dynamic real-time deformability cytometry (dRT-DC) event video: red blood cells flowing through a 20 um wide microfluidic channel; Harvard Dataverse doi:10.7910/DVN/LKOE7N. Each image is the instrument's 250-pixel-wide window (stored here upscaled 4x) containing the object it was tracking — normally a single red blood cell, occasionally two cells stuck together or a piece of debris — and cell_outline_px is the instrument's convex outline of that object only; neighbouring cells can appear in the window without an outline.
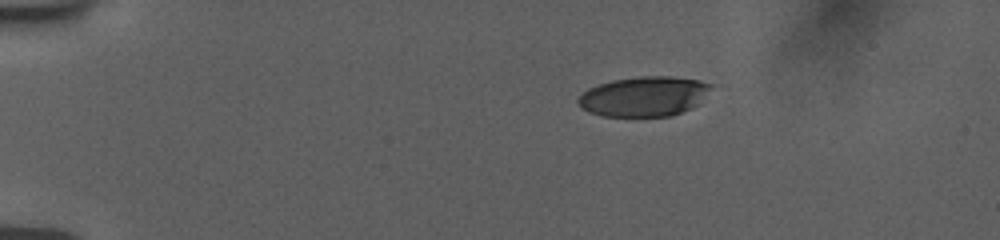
{"species": "human", "species_latin": "Homo sapiens", "temperature_condition": "room temperature", "stored_images_in_passage": 46, "camera_frame_rate_fps": 3000, "um_per_image_px": 0.085, "donor": {"sex": "female"}, "frame": {"image": 1, "passage_image": 1, "time_ms": 0.0, "image_size_px": [1000, 240], "cell_outline_px": [[712, 84], [696, 104], [692, 108], [672, 116], [604, 116], [588, 112], [576, 100], [588, 88], [612, 80], [640, 76], [672, 76], [700, 80]], "centroid_in_image_um": [54.72, 8.19], "position_along_channel_um": 30.3, "area_um2": 30.52}}
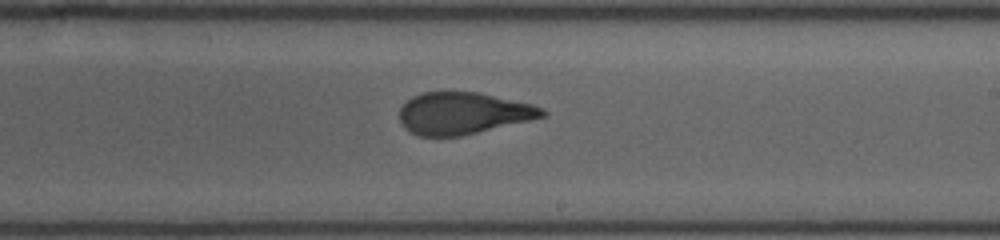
{"frame": {"image": 2, "passage_image": 25, "time_ms": 8.0, "image_size_px": [1000, 240], "cell_outline_px": [[548, 116], [532, 120], [460, 136], [420, 136], [408, 132], [404, 128], [400, 120], [400, 108], [412, 96], [420, 92], [476, 92], [532, 104], [544, 108], [548, 112]], "centroid_in_image_um": [39.38, 9.63], "position_along_channel_um": 249.6, "area_um2": 34.97}}
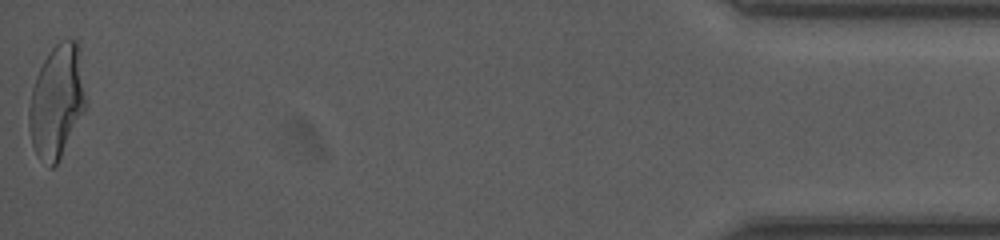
{"frame": {"image": 3, "passage_image": 46, "time_ms": 15.0, "image_size_px": [1000, 240], "cell_outline_px": [[84, 108], [56, 164], [52, 168], [48, 168], [36, 156], [32, 144], [28, 128], [28, 108], [32, 88], [36, 76], [48, 52], [60, 40], [80, 40], [84, 96]], "centroid_in_image_um": [4.78, 8.59], "position_along_channel_um": 430.4, "area_um2": 36.99}, "authors_computed_cell_mechanics": {"area_um2": 36.0094, "velocity_mm_per_s": 3.7706, "shape_relaxation_time_tau1_ms": 6.3486, "shape_relaxation_time_tau2_ms": 1.1053, "deformation_change_tau1": 0.2137, "deformation_change_tau2": 0.0932}}